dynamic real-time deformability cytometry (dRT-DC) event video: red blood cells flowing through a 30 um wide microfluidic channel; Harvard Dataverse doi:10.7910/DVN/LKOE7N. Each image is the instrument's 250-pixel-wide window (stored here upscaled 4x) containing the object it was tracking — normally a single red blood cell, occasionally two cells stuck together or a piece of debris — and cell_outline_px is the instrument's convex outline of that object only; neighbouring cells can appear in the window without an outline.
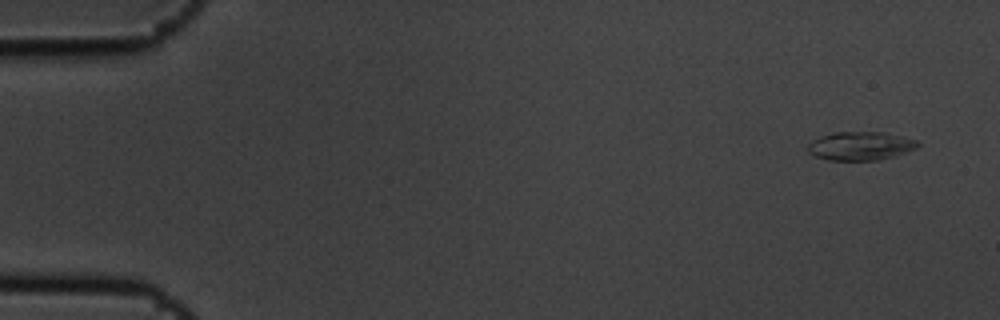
{"species": "common noctule bat (a hibernating species)", "species_latin": "Nyctalus noctula", "temperature_condition": "cold", "stored_images_in_passage": 4, "camera_frame_rate_fps": 3000, "um_per_image_px": 0.085, "animal": {"sex": "male", "body_mass_g": 19.5, "forearm_length_mm": 54.6}, "frame": {"image": 1, "passage_image": 1, "time_ms": 0.0, "image_size_px": [1000, 320], "cell_outline_px": [[920, 144], [916, 148], [880, 160], [828, 160], [816, 156], [808, 152], [808, 144], [812, 140], [820, 136], [836, 132], [884, 132], [916, 140]], "centroid_in_image_um": [73.11, 12.4], "position_along_channel_um": 11.9, "area_um2": 18.09}}
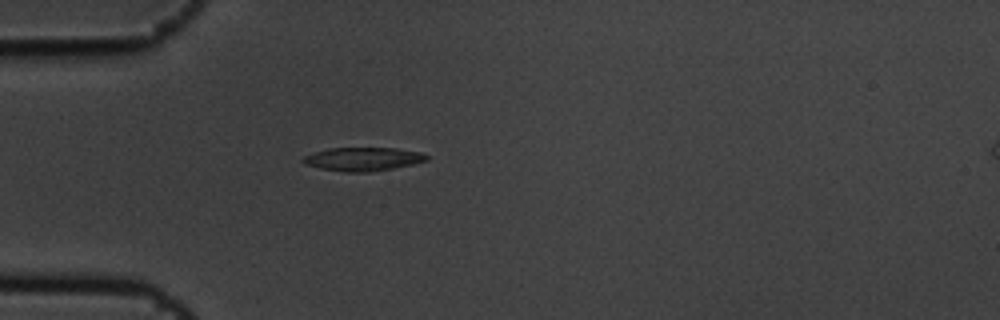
{"frame": {"image": 2, "passage_image": 4, "time_ms": 1.0, "image_size_px": [1000, 320], "cell_outline_px": [[428, 160], [412, 164], [392, 168], [368, 172], [344, 172], [320, 168], [304, 164], [300, 160], [304, 156], [316, 152], [332, 148], [396, 148], [420, 152], [428, 156]], "centroid_in_image_um": [30.84, 13.52], "position_along_channel_um": 54.2, "area_um2": 16.76}}